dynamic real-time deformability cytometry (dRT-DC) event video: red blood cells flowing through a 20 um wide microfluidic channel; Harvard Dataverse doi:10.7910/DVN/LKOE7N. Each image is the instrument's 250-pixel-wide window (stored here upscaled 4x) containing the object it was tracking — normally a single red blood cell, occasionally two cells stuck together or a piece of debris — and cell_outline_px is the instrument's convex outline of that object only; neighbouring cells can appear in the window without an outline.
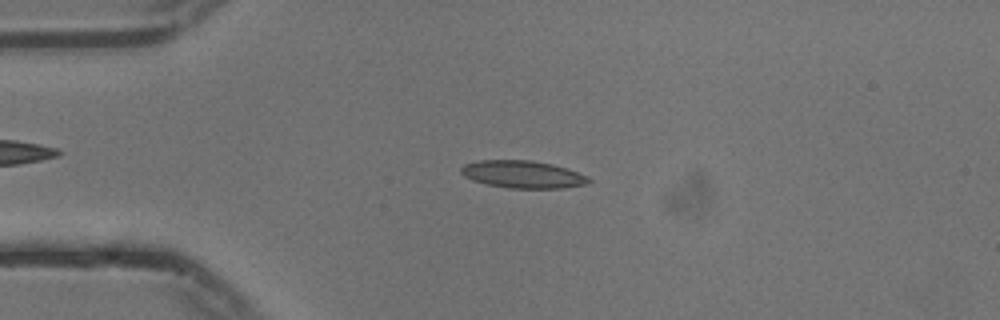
{"species": "common noctule bat (a hibernating species)", "species_latin": "Nyctalus noctula", "temperature_condition": "cold", "stored_images_in_passage": 46, "camera_frame_rate_fps": 3000, "um_per_image_px": 0.085, "animal": {"sex": "male", "body_mass_g": 13.3}, "frame": {"image": 1, "passage_image": 4, "time_ms": 1.0, "image_size_px": [1000, 320], "cell_outline_px": [[592, 180], [588, 184], [564, 188], [508, 188], [488, 184], [472, 180], [464, 176], [460, 172], [460, 168], [464, 164], [480, 160], [532, 160], [552, 164], [588, 176]], "centroid_in_image_um": [44.43, 14.82], "position_along_channel_um": 40.6, "area_um2": 20.4}}
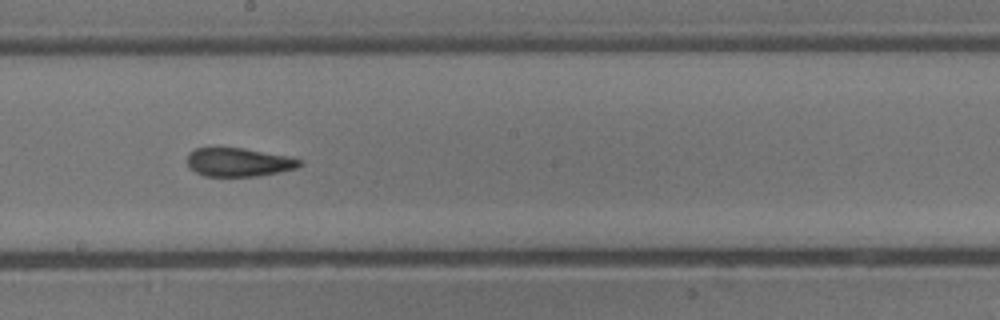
{"frame": {"image": 2, "passage_image": 21, "time_ms": 6.667, "image_size_px": [1000, 320], "cell_outline_px": [[304, 164], [296, 168], [280, 172], [256, 176], [204, 176], [188, 168], [188, 152], [196, 148], [244, 148], [288, 156], [300, 160]], "centroid_in_image_um": [20.28, 13.79], "position_along_channel_um": 227.9, "area_um2": 18.73}}
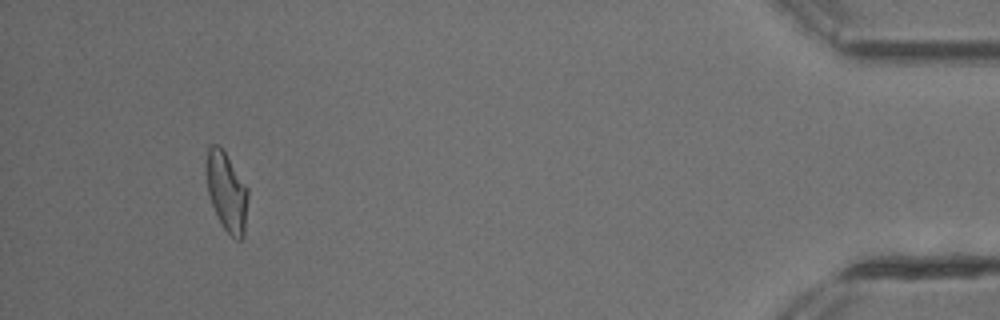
{"frame": {"image": 3, "passage_image": 42, "time_ms": 13.667, "image_size_px": [1000, 320], "cell_outline_px": [[248, 196], [244, 236], [240, 240], [236, 240], [224, 228], [212, 204], [208, 192], [208, 144], [220, 144], [248, 188]], "centroid_in_image_um": [19.31, 16.29], "position_along_channel_um": 415.9, "area_um2": 18.73}, "authors_computed_cell_mechanics": {"area_um2": 19.5364, "velocity_mm_per_s": 3.7372, "shape_relaxation_time_tau1_ms": null, "shape_relaxation_time_tau2_ms": 2.3167, "deformation_change_tau1": null, "deformation_change_tau2": 0.0937}}